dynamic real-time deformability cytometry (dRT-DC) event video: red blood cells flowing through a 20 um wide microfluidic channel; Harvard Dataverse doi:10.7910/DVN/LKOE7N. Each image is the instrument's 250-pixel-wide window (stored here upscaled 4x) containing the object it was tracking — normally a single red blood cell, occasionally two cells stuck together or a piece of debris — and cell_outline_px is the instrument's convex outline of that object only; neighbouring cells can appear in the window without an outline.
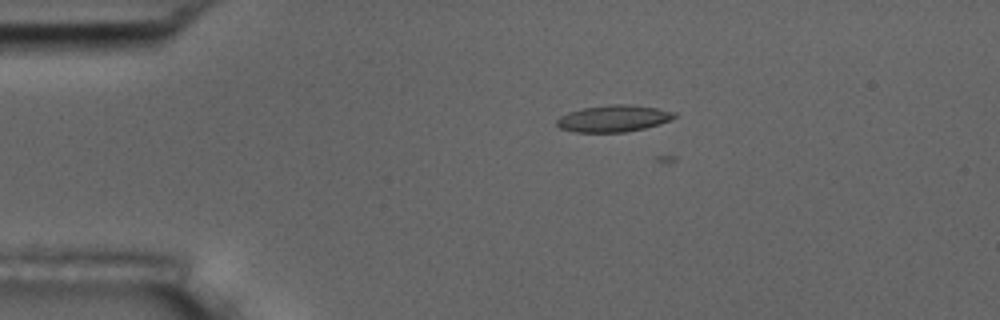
{"species": "common noctule bat (a hibernating species)", "species_latin": "Nyctalus noctula", "temperature_condition": "room temperature", "stored_images_in_passage": 4, "camera_frame_rate_fps": 3000, "um_per_image_px": 0.085, "animal": {"sex": "male", "body_mass_g": 17.5, "forearm_length_mm": 52.3}, "frame": {"image": 1, "passage_image": 2, "time_ms": 1.333, "image_size_px": [1000, 320], "cell_outline_px": [[676, 116], [672, 120], [660, 124], [644, 128], [624, 132], [576, 132], [560, 128], [556, 124], [556, 120], [560, 116], [568, 112], [584, 108], [612, 104], [632, 104], [656, 108], [676, 112]], "centroid_in_image_um": [52.17, 10.07], "position_along_channel_um": 32.8, "area_um2": 18.32}}